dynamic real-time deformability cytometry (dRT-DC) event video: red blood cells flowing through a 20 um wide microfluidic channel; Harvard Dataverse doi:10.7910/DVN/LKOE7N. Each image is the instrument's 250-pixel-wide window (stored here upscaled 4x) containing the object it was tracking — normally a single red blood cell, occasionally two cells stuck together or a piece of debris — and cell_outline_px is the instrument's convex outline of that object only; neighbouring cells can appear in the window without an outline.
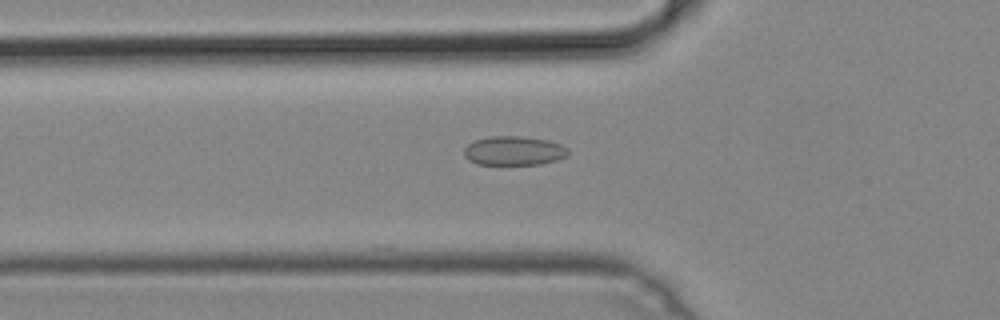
{"species": "common noctule bat (a hibernating species)", "species_latin": "Nyctalus noctula", "temperature_condition": "cold", "stored_images_in_passage": 36, "camera_frame_rate_fps": 3000, "um_per_image_px": 0.085, "animal": {"sex": "male", "body_mass_g": 19.2, "forearm_length_mm": 51.8}, "frame": {"image": 1, "passage_image": 3, "time_ms": 0.667, "image_size_px": [1000, 320], "cell_outline_px": [[568, 156], [556, 160], [540, 164], [476, 164], [468, 160], [464, 156], [464, 148], [468, 144], [476, 140], [488, 136], [520, 136], [548, 140], [560, 144], [568, 148]], "centroid_in_image_um": [43.67, 12.81], "position_along_channel_um": 82.1, "area_um2": 17.69}}
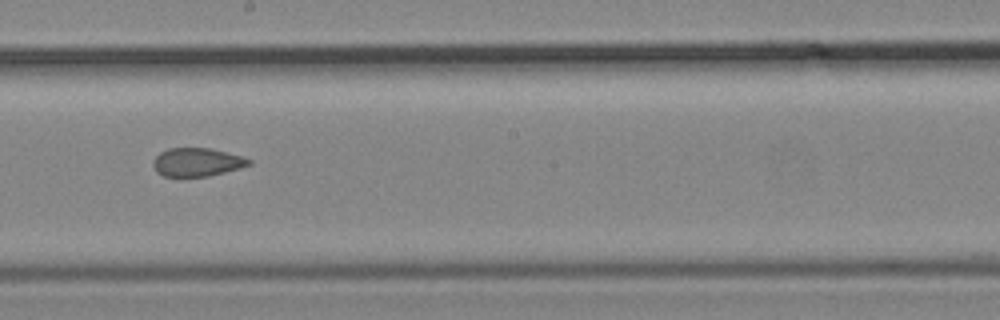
{"frame": {"image": 2, "passage_image": 14, "time_ms": 4.333, "image_size_px": [1000, 320], "cell_outline_px": [[252, 164], [240, 168], [208, 176], [180, 180], [164, 176], [156, 172], [152, 164], [152, 160], [160, 152], [168, 148], [208, 148], [240, 156], [252, 160]], "centroid_in_image_um": [16.67, 13.83], "position_along_channel_um": 231.5, "area_um2": 16.36}}
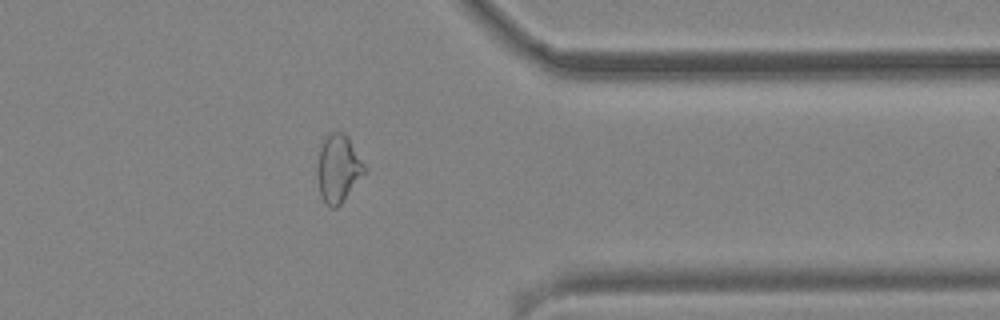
{"frame": {"image": 3, "passage_image": 26, "time_ms": 8.333, "image_size_px": [1000, 320], "cell_outline_px": [[368, 172], [340, 204], [336, 208], [328, 208], [324, 204], [320, 196], [316, 172], [316, 164], [320, 144], [324, 136], [332, 132], [344, 132], [348, 136], [368, 168]], "centroid_in_image_um": [28.75, 14.33], "position_along_channel_um": 382.6, "area_um2": 19.54}}